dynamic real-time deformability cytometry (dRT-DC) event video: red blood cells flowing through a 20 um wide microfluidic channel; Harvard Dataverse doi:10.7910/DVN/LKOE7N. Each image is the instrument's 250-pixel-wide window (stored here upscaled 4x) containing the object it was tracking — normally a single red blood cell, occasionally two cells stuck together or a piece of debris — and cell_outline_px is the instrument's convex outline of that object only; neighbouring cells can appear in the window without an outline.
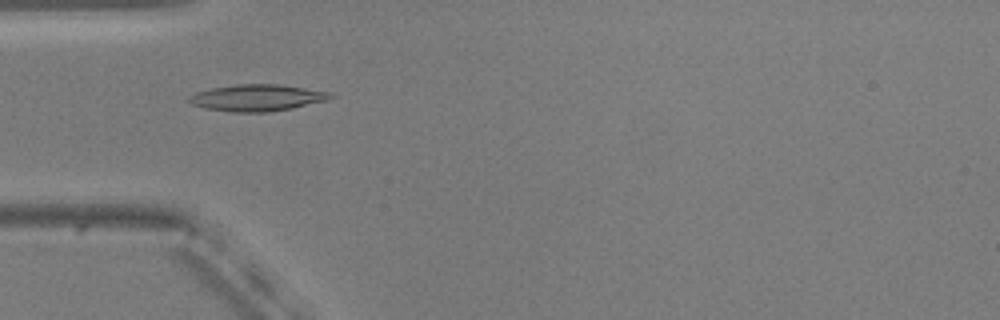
{"species": "common noctule bat (a hibernating species)", "species_latin": "Nyctalus noctula", "temperature_condition": "warm", "stored_images_in_passage": 38, "camera_frame_rate_fps": 3000, "um_per_image_px": 0.085, "animal": {"sex": "male", "body_mass_g": 20.5, "forearm_length_mm": 52.5}, "frame": {"image": 1, "passage_image": 1, "time_ms": 0.0, "image_size_px": [1000, 320], "cell_outline_px": [[336, 96], [324, 100], [292, 108], [268, 112], [232, 112], [204, 108], [192, 104], [188, 100], [188, 96], [196, 92], [212, 88], [236, 84], [280, 84], [332, 92]], "centroid_in_image_um": [21.84, 8.3], "position_along_channel_um": 63.2, "area_um2": 21.91}}
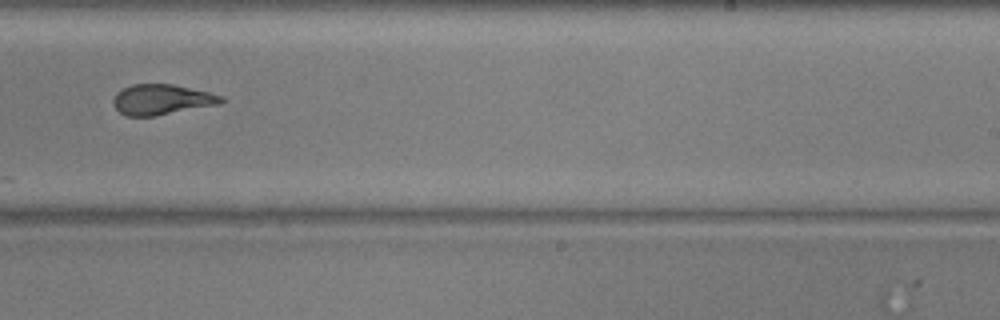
{"frame": {"image": 2, "passage_image": 18, "time_ms": 5.667, "image_size_px": [1000, 320], "cell_outline_px": [[224, 100], [220, 104], [152, 116], [128, 116], [120, 112], [116, 108], [112, 100], [116, 92], [132, 84], [172, 84], [208, 92], [224, 96]], "centroid_in_image_um": [13.74, 8.45], "position_along_channel_um": 275.3, "area_um2": 18.9}}
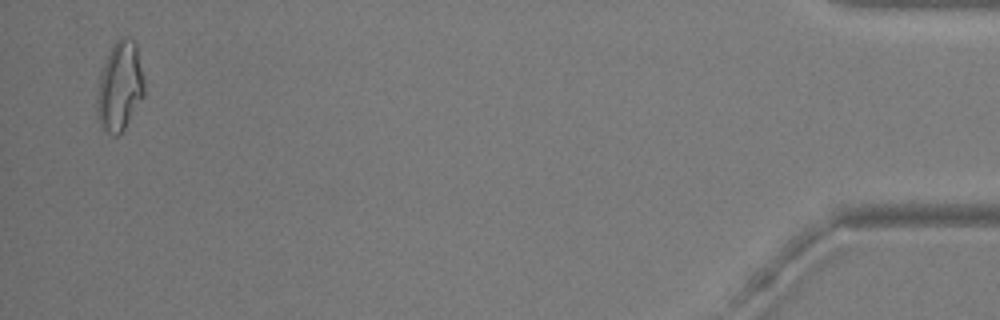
{"frame": {"image": 3, "passage_image": 37, "time_ms": 12.0, "image_size_px": [1000, 320], "cell_outline_px": [[144, 96], [124, 128], [116, 136], [112, 136], [100, 124], [96, 116], [96, 104], [100, 72], [108, 52], [112, 44], [120, 36], [128, 36], [136, 44], [144, 80]], "centroid_in_image_um": [10.17, 7.31], "position_along_channel_um": 425.0, "area_um2": 24.68}, "authors_computed_cell_mechanics": {"area_um2": 19.8254, "velocity_mm_per_s": 3.7415, "shape_relaxation_time_tau1_ms": 5.3137, "shape_relaxation_time_tau2_ms": 1.8679, "deformation_change_tau1": 0.2094, "deformation_change_tau2": 0.0982}}